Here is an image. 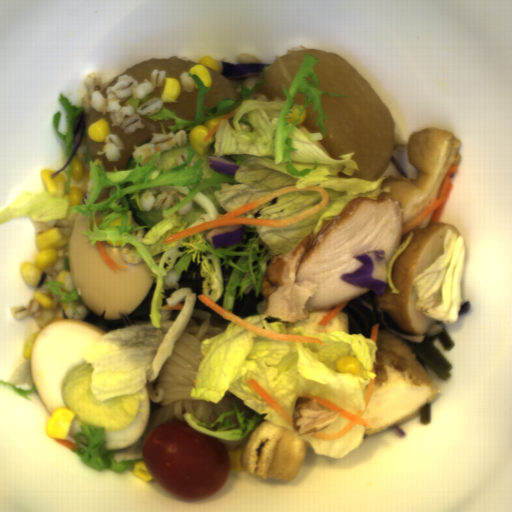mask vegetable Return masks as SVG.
<instances>
[{
    "instance_id": "add77e79",
    "label": "vegetable",
    "mask_w": 512,
    "mask_h": 512,
    "mask_svg": "<svg viewBox=\"0 0 512 512\" xmlns=\"http://www.w3.org/2000/svg\"><path fill=\"white\" fill-rule=\"evenodd\" d=\"M318 62L314 56L305 55L289 90L282 86L286 101L251 99L228 119H222L205 154H199L189 141L156 152L146 165H141L143 157L138 155L135 168L107 172L94 162L91 151L85 153L90 168L89 198L71 209L72 214L81 212L86 217L87 228L81 232L92 247L102 240L112 242L113 249L117 242H121L120 249L133 244L135 254L156 278L148 322L108 332L84 350V360L93 368L91 386L97 400L122 397L146 386L167 332L160 310L167 297L164 280L169 272L180 275L191 263L199 264L203 294L216 304L224 293L222 309L231 313L249 285L253 284L255 297H260L263 277L274 256L288 254L312 231L315 238L357 197L378 200L381 193L390 192V187H381L387 177L375 181L340 178V172L352 177L360 170L352 159L355 153L339 155L343 160L332 159L318 141L327 134L323 120H330L322 108V95L348 97L319 89L314 71ZM311 102L313 114L318 113L315 125L322 134L296 125ZM185 152L187 160L177 166L176 157ZM212 154L240 165L234 176L208 167L207 155ZM295 185L299 189L310 185L325 188L328 204L286 228L244 225L243 241L216 251L205 238L213 228L161 243L173 233L215 220L273 190ZM145 189H154L155 196L161 190H176L186 196L180 203L176 200V206L162 208L164 220L150 231L135 222L125 197L134 193L131 199L136 198L143 211L138 199ZM222 265L226 270L233 267L225 291Z\"/></svg>"
},
{
    "instance_id": "ea0f7189",
    "label": "vegetable",
    "mask_w": 512,
    "mask_h": 512,
    "mask_svg": "<svg viewBox=\"0 0 512 512\" xmlns=\"http://www.w3.org/2000/svg\"><path fill=\"white\" fill-rule=\"evenodd\" d=\"M267 313L244 320L257 328L277 334L316 337V342L281 341L253 333L232 321L224 332L203 340L205 356L195 373L190 398L219 403L229 391L256 414L246 416L236 401L234 410L225 411L208 425L192 413L182 415L195 432L221 441H238L257 427L261 420L289 430L292 426L247 383L257 382L293 418L296 400L302 394L316 395L356 414L365 410V396L373 373L378 347L361 333L345 331L312 335L307 328L287 329L280 321L268 323ZM356 356L361 363L360 375L338 373L339 357Z\"/></svg>"
},
{
    "instance_id": "f7b5029e",
    "label": "vegetable",
    "mask_w": 512,
    "mask_h": 512,
    "mask_svg": "<svg viewBox=\"0 0 512 512\" xmlns=\"http://www.w3.org/2000/svg\"><path fill=\"white\" fill-rule=\"evenodd\" d=\"M444 255L411 281L418 294L416 310L447 324L458 322L462 307L461 278L467 247L464 237L448 230Z\"/></svg>"
},
{
    "instance_id": "96ceb2fe",
    "label": "vegetable",
    "mask_w": 512,
    "mask_h": 512,
    "mask_svg": "<svg viewBox=\"0 0 512 512\" xmlns=\"http://www.w3.org/2000/svg\"><path fill=\"white\" fill-rule=\"evenodd\" d=\"M267 66L268 65L266 64L265 66L261 67V80L255 82L252 89H250L249 86H246L248 78H246L242 84H237L234 81L231 82L234 90L241 89L238 97L234 96L232 98L227 97L220 99L219 102L213 106V108L205 107V96L211 91L210 87H206L205 83L198 75L191 74L190 71H188L186 72L188 74L187 77H191L197 86L196 113L194 119L186 120L180 118L176 116L175 110H170L163 105L161 109L156 113L152 115H144V117L156 121H168L169 119H173L174 124H170L167 126V128L170 132H173L174 135L178 134L180 130H193L196 126L204 125L206 121H209L218 115L230 114L233 110L240 106L243 101L250 99L263 86L265 82V71Z\"/></svg>"
},
{
    "instance_id": "f1789d4c",
    "label": "vegetable",
    "mask_w": 512,
    "mask_h": 512,
    "mask_svg": "<svg viewBox=\"0 0 512 512\" xmlns=\"http://www.w3.org/2000/svg\"><path fill=\"white\" fill-rule=\"evenodd\" d=\"M69 208L68 194L60 198L51 193L25 191L12 206L2 209L0 224L20 216H30L39 223L65 219Z\"/></svg>"
},
{
    "instance_id": "8f37a823",
    "label": "vegetable",
    "mask_w": 512,
    "mask_h": 512,
    "mask_svg": "<svg viewBox=\"0 0 512 512\" xmlns=\"http://www.w3.org/2000/svg\"><path fill=\"white\" fill-rule=\"evenodd\" d=\"M80 429L81 432L74 435L78 450H72V452L76 454L81 462L88 468L97 470L99 472L105 469H110L119 475L123 473L125 469H128L130 472L134 473L133 467L135 462H139L143 459L138 458L134 460L123 461L116 460L113 456L116 450H105L104 448V440L106 438L105 426L99 430H95L93 425L80 424ZM82 434L86 437L87 450L79 448L78 439Z\"/></svg>"
},
{
    "instance_id": "6e5ebb59",
    "label": "vegetable",
    "mask_w": 512,
    "mask_h": 512,
    "mask_svg": "<svg viewBox=\"0 0 512 512\" xmlns=\"http://www.w3.org/2000/svg\"><path fill=\"white\" fill-rule=\"evenodd\" d=\"M350 420L339 415L338 419L320 432L307 433L299 435L301 439L309 442L316 455L328 456L332 459H338L358 448L364 440L366 426L356 424L343 437L337 440H324L318 437H312L316 433H336L342 430Z\"/></svg>"
},
{
    "instance_id": "b0100df1",
    "label": "vegetable",
    "mask_w": 512,
    "mask_h": 512,
    "mask_svg": "<svg viewBox=\"0 0 512 512\" xmlns=\"http://www.w3.org/2000/svg\"><path fill=\"white\" fill-rule=\"evenodd\" d=\"M59 97L56 99L61 106L64 108L65 113L67 115V134L59 132V126L62 120L63 114L60 111H57L51 116L53 128L58 135V137L65 143V155L68 159L69 155L72 152V147L75 143V136L73 132V127L80 116V114L84 111L83 105L81 107H76L70 104L68 98L64 97L62 93H58Z\"/></svg>"
},
{
    "instance_id": "8f987158",
    "label": "vegetable",
    "mask_w": 512,
    "mask_h": 512,
    "mask_svg": "<svg viewBox=\"0 0 512 512\" xmlns=\"http://www.w3.org/2000/svg\"><path fill=\"white\" fill-rule=\"evenodd\" d=\"M28 383L31 390L25 391L16 387L18 384ZM0 385H5L13 390L19 396L26 398L29 401H33L28 395H31L36 391V387L33 382V377L31 373V358L23 362L19 365L16 370L10 376L8 382L6 380L0 379Z\"/></svg>"
},
{
    "instance_id": "a930682d",
    "label": "vegetable",
    "mask_w": 512,
    "mask_h": 512,
    "mask_svg": "<svg viewBox=\"0 0 512 512\" xmlns=\"http://www.w3.org/2000/svg\"><path fill=\"white\" fill-rule=\"evenodd\" d=\"M42 285H49V286L44 287L41 290L52 291L56 296H60V298L56 302H63L66 304L69 302H72L71 307H72L73 311L80 317L79 312L77 311V309L75 307V303L80 300V298L78 296V290H76L74 288V289H72L71 292H67L65 284L56 282V280L43 282Z\"/></svg>"
},
{
    "instance_id": "fd8b72d7",
    "label": "vegetable",
    "mask_w": 512,
    "mask_h": 512,
    "mask_svg": "<svg viewBox=\"0 0 512 512\" xmlns=\"http://www.w3.org/2000/svg\"><path fill=\"white\" fill-rule=\"evenodd\" d=\"M414 236V231L411 232L408 237L406 238V240L400 244L399 248L397 249V251L394 253V255L392 256V258L390 259L388 265H387V270H388V278H387V281L389 283V286L392 290V292L394 294H399L400 291H398L394 284H393V265L396 261V259L402 255L404 253V251L407 249V247L409 246L412 238Z\"/></svg>"
},
{
    "instance_id": "fe728636",
    "label": "vegetable",
    "mask_w": 512,
    "mask_h": 512,
    "mask_svg": "<svg viewBox=\"0 0 512 512\" xmlns=\"http://www.w3.org/2000/svg\"><path fill=\"white\" fill-rule=\"evenodd\" d=\"M151 94H152V92L149 93V94H146L142 99H134L132 97L129 100V105H131L133 107V109L135 110V112L137 113V109L139 107V103L147 102L150 99V95Z\"/></svg>"
},
{
    "instance_id": "85849ced",
    "label": "vegetable",
    "mask_w": 512,
    "mask_h": 512,
    "mask_svg": "<svg viewBox=\"0 0 512 512\" xmlns=\"http://www.w3.org/2000/svg\"><path fill=\"white\" fill-rule=\"evenodd\" d=\"M71 170H72V163L70 162V164L68 165V169L65 170V172H64L66 174V185L64 188L65 193H69V190H70Z\"/></svg>"
}]
</instances>
